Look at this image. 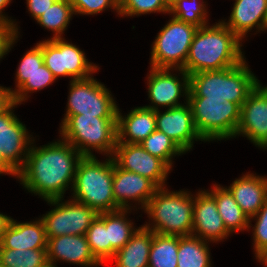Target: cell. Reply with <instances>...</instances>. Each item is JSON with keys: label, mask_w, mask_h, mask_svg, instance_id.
<instances>
[{"label": "cell", "mask_w": 267, "mask_h": 267, "mask_svg": "<svg viewBox=\"0 0 267 267\" xmlns=\"http://www.w3.org/2000/svg\"><path fill=\"white\" fill-rule=\"evenodd\" d=\"M139 144L149 154L163 160L170 168L174 156L185 154L172 139L157 129Z\"/></svg>", "instance_id": "31"}, {"label": "cell", "mask_w": 267, "mask_h": 267, "mask_svg": "<svg viewBox=\"0 0 267 267\" xmlns=\"http://www.w3.org/2000/svg\"><path fill=\"white\" fill-rule=\"evenodd\" d=\"M61 123L60 137L82 156H94V149L112 157L117 144V118L65 115Z\"/></svg>", "instance_id": "6"}, {"label": "cell", "mask_w": 267, "mask_h": 267, "mask_svg": "<svg viewBox=\"0 0 267 267\" xmlns=\"http://www.w3.org/2000/svg\"><path fill=\"white\" fill-rule=\"evenodd\" d=\"M57 263H54V262H52V261H50V260H46L41 266H39V267H57V265H56Z\"/></svg>", "instance_id": "46"}, {"label": "cell", "mask_w": 267, "mask_h": 267, "mask_svg": "<svg viewBox=\"0 0 267 267\" xmlns=\"http://www.w3.org/2000/svg\"><path fill=\"white\" fill-rule=\"evenodd\" d=\"M181 74V80L173 71ZM172 71V73H171ZM147 75L148 99L152 105L144 106L152 110H159L160 107L173 108L184 105L179 99L189 93V75L183 69L154 68L150 66ZM183 81V82H182ZM160 106V107H159Z\"/></svg>", "instance_id": "12"}, {"label": "cell", "mask_w": 267, "mask_h": 267, "mask_svg": "<svg viewBox=\"0 0 267 267\" xmlns=\"http://www.w3.org/2000/svg\"><path fill=\"white\" fill-rule=\"evenodd\" d=\"M117 109V143L139 144L156 130L155 110L136 107L122 116Z\"/></svg>", "instance_id": "21"}, {"label": "cell", "mask_w": 267, "mask_h": 267, "mask_svg": "<svg viewBox=\"0 0 267 267\" xmlns=\"http://www.w3.org/2000/svg\"><path fill=\"white\" fill-rule=\"evenodd\" d=\"M266 31L267 30V8H266V14H265V18L262 24V31Z\"/></svg>", "instance_id": "47"}, {"label": "cell", "mask_w": 267, "mask_h": 267, "mask_svg": "<svg viewBox=\"0 0 267 267\" xmlns=\"http://www.w3.org/2000/svg\"><path fill=\"white\" fill-rule=\"evenodd\" d=\"M129 209H120L113 212H106V229L108 243H111V258L117 250L121 249L137 230L132 220H128Z\"/></svg>", "instance_id": "27"}, {"label": "cell", "mask_w": 267, "mask_h": 267, "mask_svg": "<svg viewBox=\"0 0 267 267\" xmlns=\"http://www.w3.org/2000/svg\"><path fill=\"white\" fill-rule=\"evenodd\" d=\"M47 236L42 219L17 222L11 218L0 241V248L47 249Z\"/></svg>", "instance_id": "20"}, {"label": "cell", "mask_w": 267, "mask_h": 267, "mask_svg": "<svg viewBox=\"0 0 267 267\" xmlns=\"http://www.w3.org/2000/svg\"><path fill=\"white\" fill-rule=\"evenodd\" d=\"M193 195L185 190L175 192L166 187L158 188L143 209L153 222L149 220V224L143 226L161 235L190 236L193 229Z\"/></svg>", "instance_id": "5"}, {"label": "cell", "mask_w": 267, "mask_h": 267, "mask_svg": "<svg viewBox=\"0 0 267 267\" xmlns=\"http://www.w3.org/2000/svg\"><path fill=\"white\" fill-rule=\"evenodd\" d=\"M18 37L14 24L0 21V60L10 52Z\"/></svg>", "instance_id": "39"}, {"label": "cell", "mask_w": 267, "mask_h": 267, "mask_svg": "<svg viewBox=\"0 0 267 267\" xmlns=\"http://www.w3.org/2000/svg\"><path fill=\"white\" fill-rule=\"evenodd\" d=\"M10 220H11V217L0 213V241L2 239V236L5 232L6 227L9 224Z\"/></svg>", "instance_id": "44"}, {"label": "cell", "mask_w": 267, "mask_h": 267, "mask_svg": "<svg viewBox=\"0 0 267 267\" xmlns=\"http://www.w3.org/2000/svg\"><path fill=\"white\" fill-rule=\"evenodd\" d=\"M12 0H0V21H4V22H9V23H12L14 24V27H15V30L17 32V34L19 35L20 33L18 32V25H16L15 21L12 20L10 17L6 16V14L2 11H4V8L7 6V5H10L9 3H11Z\"/></svg>", "instance_id": "42"}, {"label": "cell", "mask_w": 267, "mask_h": 267, "mask_svg": "<svg viewBox=\"0 0 267 267\" xmlns=\"http://www.w3.org/2000/svg\"><path fill=\"white\" fill-rule=\"evenodd\" d=\"M112 189L118 207L132 211L129 201L138 202V205L141 204V209H144L158 187L146 177L119 168L113 160Z\"/></svg>", "instance_id": "18"}, {"label": "cell", "mask_w": 267, "mask_h": 267, "mask_svg": "<svg viewBox=\"0 0 267 267\" xmlns=\"http://www.w3.org/2000/svg\"><path fill=\"white\" fill-rule=\"evenodd\" d=\"M112 158L119 168L148 178L158 188L166 187L165 182L172 169L140 144L117 143Z\"/></svg>", "instance_id": "13"}, {"label": "cell", "mask_w": 267, "mask_h": 267, "mask_svg": "<svg viewBox=\"0 0 267 267\" xmlns=\"http://www.w3.org/2000/svg\"><path fill=\"white\" fill-rule=\"evenodd\" d=\"M227 188L248 218L255 216L267 200V177L248 172Z\"/></svg>", "instance_id": "22"}, {"label": "cell", "mask_w": 267, "mask_h": 267, "mask_svg": "<svg viewBox=\"0 0 267 267\" xmlns=\"http://www.w3.org/2000/svg\"><path fill=\"white\" fill-rule=\"evenodd\" d=\"M47 260V249L0 248L2 267H39Z\"/></svg>", "instance_id": "32"}, {"label": "cell", "mask_w": 267, "mask_h": 267, "mask_svg": "<svg viewBox=\"0 0 267 267\" xmlns=\"http://www.w3.org/2000/svg\"><path fill=\"white\" fill-rule=\"evenodd\" d=\"M204 3V0H177L169 8V14L198 28L203 27L209 24Z\"/></svg>", "instance_id": "33"}, {"label": "cell", "mask_w": 267, "mask_h": 267, "mask_svg": "<svg viewBox=\"0 0 267 267\" xmlns=\"http://www.w3.org/2000/svg\"><path fill=\"white\" fill-rule=\"evenodd\" d=\"M57 80L53 73L46 67L45 64L41 65L38 70L31 75L25 83L13 93V101L17 104L25 102L30 96L28 93H34L44 89ZM28 95V96H27Z\"/></svg>", "instance_id": "34"}, {"label": "cell", "mask_w": 267, "mask_h": 267, "mask_svg": "<svg viewBox=\"0 0 267 267\" xmlns=\"http://www.w3.org/2000/svg\"><path fill=\"white\" fill-rule=\"evenodd\" d=\"M113 158L99 161L83 156L77 165L71 191L73 200L85 204L98 213L120 210L113 195Z\"/></svg>", "instance_id": "4"}, {"label": "cell", "mask_w": 267, "mask_h": 267, "mask_svg": "<svg viewBox=\"0 0 267 267\" xmlns=\"http://www.w3.org/2000/svg\"><path fill=\"white\" fill-rule=\"evenodd\" d=\"M43 62L54 77H69L72 80L86 79L99 70L86 59L84 51L68 43L65 38L43 41Z\"/></svg>", "instance_id": "11"}, {"label": "cell", "mask_w": 267, "mask_h": 267, "mask_svg": "<svg viewBox=\"0 0 267 267\" xmlns=\"http://www.w3.org/2000/svg\"><path fill=\"white\" fill-rule=\"evenodd\" d=\"M195 127L206 141L235 138L241 107L229 101L206 100V97H187Z\"/></svg>", "instance_id": "7"}, {"label": "cell", "mask_w": 267, "mask_h": 267, "mask_svg": "<svg viewBox=\"0 0 267 267\" xmlns=\"http://www.w3.org/2000/svg\"><path fill=\"white\" fill-rule=\"evenodd\" d=\"M156 12L169 14V7L164 0H119V15L121 17L140 16Z\"/></svg>", "instance_id": "36"}, {"label": "cell", "mask_w": 267, "mask_h": 267, "mask_svg": "<svg viewBox=\"0 0 267 267\" xmlns=\"http://www.w3.org/2000/svg\"><path fill=\"white\" fill-rule=\"evenodd\" d=\"M76 14L95 15L107 8L115 10L119 15V0H68Z\"/></svg>", "instance_id": "38"}, {"label": "cell", "mask_w": 267, "mask_h": 267, "mask_svg": "<svg viewBox=\"0 0 267 267\" xmlns=\"http://www.w3.org/2000/svg\"><path fill=\"white\" fill-rule=\"evenodd\" d=\"M55 1L56 0H26V3L31 17L37 20Z\"/></svg>", "instance_id": "40"}, {"label": "cell", "mask_w": 267, "mask_h": 267, "mask_svg": "<svg viewBox=\"0 0 267 267\" xmlns=\"http://www.w3.org/2000/svg\"><path fill=\"white\" fill-rule=\"evenodd\" d=\"M19 104L13 103L0 114V152L6 162L18 172L25 164L32 142L35 140L13 109ZM23 155V156H22Z\"/></svg>", "instance_id": "14"}, {"label": "cell", "mask_w": 267, "mask_h": 267, "mask_svg": "<svg viewBox=\"0 0 267 267\" xmlns=\"http://www.w3.org/2000/svg\"><path fill=\"white\" fill-rule=\"evenodd\" d=\"M267 0H235L229 20H221L240 40L253 28L262 31Z\"/></svg>", "instance_id": "23"}, {"label": "cell", "mask_w": 267, "mask_h": 267, "mask_svg": "<svg viewBox=\"0 0 267 267\" xmlns=\"http://www.w3.org/2000/svg\"><path fill=\"white\" fill-rule=\"evenodd\" d=\"M179 236L153 232L148 267H177Z\"/></svg>", "instance_id": "28"}, {"label": "cell", "mask_w": 267, "mask_h": 267, "mask_svg": "<svg viewBox=\"0 0 267 267\" xmlns=\"http://www.w3.org/2000/svg\"><path fill=\"white\" fill-rule=\"evenodd\" d=\"M34 143L24 166L17 172V179L28 192L45 201L63 198L66 190L72 189L76 168L83 156L62 138L40 147Z\"/></svg>", "instance_id": "1"}, {"label": "cell", "mask_w": 267, "mask_h": 267, "mask_svg": "<svg viewBox=\"0 0 267 267\" xmlns=\"http://www.w3.org/2000/svg\"><path fill=\"white\" fill-rule=\"evenodd\" d=\"M257 260L259 263L262 262V264L267 267V250Z\"/></svg>", "instance_id": "45"}, {"label": "cell", "mask_w": 267, "mask_h": 267, "mask_svg": "<svg viewBox=\"0 0 267 267\" xmlns=\"http://www.w3.org/2000/svg\"><path fill=\"white\" fill-rule=\"evenodd\" d=\"M259 82L249 69L245 59L237 66L189 75L188 97H206V100L229 101L241 107Z\"/></svg>", "instance_id": "3"}, {"label": "cell", "mask_w": 267, "mask_h": 267, "mask_svg": "<svg viewBox=\"0 0 267 267\" xmlns=\"http://www.w3.org/2000/svg\"><path fill=\"white\" fill-rule=\"evenodd\" d=\"M47 259L56 263L63 262L94 267L102 265L92 254L85 235H62L48 238Z\"/></svg>", "instance_id": "19"}, {"label": "cell", "mask_w": 267, "mask_h": 267, "mask_svg": "<svg viewBox=\"0 0 267 267\" xmlns=\"http://www.w3.org/2000/svg\"><path fill=\"white\" fill-rule=\"evenodd\" d=\"M85 237L92 254L101 264L110 261L111 243H108L106 212L99 213L86 231Z\"/></svg>", "instance_id": "30"}, {"label": "cell", "mask_w": 267, "mask_h": 267, "mask_svg": "<svg viewBox=\"0 0 267 267\" xmlns=\"http://www.w3.org/2000/svg\"><path fill=\"white\" fill-rule=\"evenodd\" d=\"M252 219L256 220L252 235L255 257L258 259L267 250V200L257 214L249 218V228L252 227Z\"/></svg>", "instance_id": "37"}, {"label": "cell", "mask_w": 267, "mask_h": 267, "mask_svg": "<svg viewBox=\"0 0 267 267\" xmlns=\"http://www.w3.org/2000/svg\"><path fill=\"white\" fill-rule=\"evenodd\" d=\"M168 108L164 113L155 110L156 129L165 133L178 147L187 153L195 141H204L199 135L193 120L190 105Z\"/></svg>", "instance_id": "16"}, {"label": "cell", "mask_w": 267, "mask_h": 267, "mask_svg": "<svg viewBox=\"0 0 267 267\" xmlns=\"http://www.w3.org/2000/svg\"><path fill=\"white\" fill-rule=\"evenodd\" d=\"M1 174H9L13 177H17V172L6 162L0 152V175Z\"/></svg>", "instance_id": "43"}, {"label": "cell", "mask_w": 267, "mask_h": 267, "mask_svg": "<svg viewBox=\"0 0 267 267\" xmlns=\"http://www.w3.org/2000/svg\"><path fill=\"white\" fill-rule=\"evenodd\" d=\"M111 91L93 76L70 81L65 115L117 118L118 106Z\"/></svg>", "instance_id": "9"}, {"label": "cell", "mask_w": 267, "mask_h": 267, "mask_svg": "<svg viewBox=\"0 0 267 267\" xmlns=\"http://www.w3.org/2000/svg\"><path fill=\"white\" fill-rule=\"evenodd\" d=\"M198 27L172 17L152 43L150 66L183 69Z\"/></svg>", "instance_id": "8"}, {"label": "cell", "mask_w": 267, "mask_h": 267, "mask_svg": "<svg viewBox=\"0 0 267 267\" xmlns=\"http://www.w3.org/2000/svg\"><path fill=\"white\" fill-rule=\"evenodd\" d=\"M177 0H164L165 4L170 8Z\"/></svg>", "instance_id": "48"}, {"label": "cell", "mask_w": 267, "mask_h": 267, "mask_svg": "<svg viewBox=\"0 0 267 267\" xmlns=\"http://www.w3.org/2000/svg\"><path fill=\"white\" fill-rule=\"evenodd\" d=\"M152 239V230L144 226L138 227L110 261H114L115 267H148Z\"/></svg>", "instance_id": "24"}, {"label": "cell", "mask_w": 267, "mask_h": 267, "mask_svg": "<svg viewBox=\"0 0 267 267\" xmlns=\"http://www.w3.org/2000/svg\"><path fill=\"white\" fill-rule=\"evenodd\" d=\"M13 103V89L0 86V114L7 110Z\"/></svg>", "instance_id": "41"}, {"label": "cell", "mask_w": 267, "mask_h": 267, "mask_svg": "<svg viewBox=\"0 0 267 267\" xmlns=\"http://www.w3.org/2000/svg\"><path fill=\"white\" fill-rule=\"evenodd\" d=\"M43 64V41H40L23 55L16 71V88L13 93Z\"/></svg>", "instance_id": "35"}, {"label": "cell", "mask_w": 267, "mask_h": 267, "mask_svg": "<svg viewBox=\"0 0 267 267\" xmlns=\"http://www.w3.org/2000/svg\"><path fill=\"white\" fill-rule=\"evenodd\" d=\"M193 229L191 235L207 242H223L230 233L226 230L214 197L207 190L194 195Z\"/></svg>", "instance_id": "17"}, {"label": "cell", "mask_w": 267, "mask_h": 267, "mask_svg": "<svg viewBox=\"0 0 267 267\" xmlns=\"http://www.w3.org/2000/svg\"><path fill=\"white\" fill-rule=\"evenodd\" d=\"M64 198L46 200L55 206L40 217L45 226L47 239L62 235H85L99 213L89 206L73 199Z\"/></svg>", "instance_id": "10"}, {"label": "cell", "mask_w": 267, "mask_h": 267, "mask_svg": "<svg viewBox=\"0 0 267 267\" xmlns=\"http://www.w3.org/2000/svg\"><path fill=\"white\" fill-rule=\"evenodd\" d=\"M214 197L218 212L226 230L232 234L247 229L249 231V218L234 200L232 193L227 187L214 184L209 190Z\"/></svg>", "instance_id": "25"}, {"label": "cell", "mask_w": 267, "mask_h": 267, "mask_svg": "<svg viewBox=\"0 0 267 267\" xmlns=\"http://www.w3.org/2000/svg\"><path fill=\"white\" fill-rule=\"evenodd\" d=\"M209 242L196 236H179L177 267H211Z\"/></svg>", "instance_id": "26"}, {"label": "cell", "mask_w": 267, "mask_h": 267, "mask_svg": "<svg viewBox=\"0 0 267 267\" xmlns=\"http://www.w3.org/2000/svg\"><path fill=\"white\" fill-rule=\"evenodd\" d=\"M247 137L255 146L267 149V86L260 82L241 106L236 136Z\"/></svg>", "instance_id": "15"}, {"label": "cell", "mask_w": 267, "mask_h": 267, "mask_svg": "<svg viewBox=\"0 0 267 267\" xmlns=\"http://www.w3.org/2000/svg\"><path fill=\"white\" fill-rule=\"evenodd\" d=\"M73 14L75 15L73 6L68 0H56L36 21L54 33L50 39L62 38Z\"/></svg>", "instance_id": "29"}, {"label": "cell", "mask_w": 267, "mask_h": 267, "mask_svg": "<svg viewBox=\"0 0 267 267\" xmlns=\"http://www.w3.org/2000/svg\"><path fill=\"white\" fill-rule=\"evenodd\" d=\"M240 40L222 21L199 27L193 37L183 70L188 74L218 71L245 60Z\"/></svg>", "instance_id": "2"}]
</instances>
